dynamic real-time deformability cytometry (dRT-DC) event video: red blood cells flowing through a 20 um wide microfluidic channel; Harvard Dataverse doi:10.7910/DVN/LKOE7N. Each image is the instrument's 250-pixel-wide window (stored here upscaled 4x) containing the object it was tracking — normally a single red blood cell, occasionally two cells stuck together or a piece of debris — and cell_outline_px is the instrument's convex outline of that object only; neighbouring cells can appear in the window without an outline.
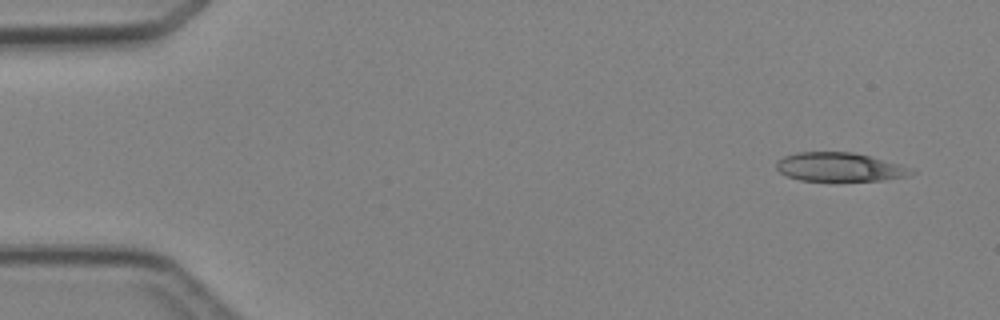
{"species": "Egyptian fruit bat (a non-hibernating species)", "species_latin": "Rousettus aegyptiacus", "temperature_condition": "cold", "stored_images_in_passage": 4, "camera_frame_rate_fps": 3000, "um_per_image_px": 0.085, "animal": {"sex": "female"}, "frame": {"image": 1, "passage_image": 1, "time_ms": 0.0, "image_size_px": [1000, 320], "cell_outline_px": [[916, 172], [908, 176], [880, 180], [800, 180], [788, 176], [780, 172], [776, 168], [776, 160], [784, 156], [796, 152], [852, 152], [900, 164], [912, 168]], "centroid_in_image_um": [71.35, 14.19], "position_along_channel_um": 13.7, "area_um2": 22.43}}
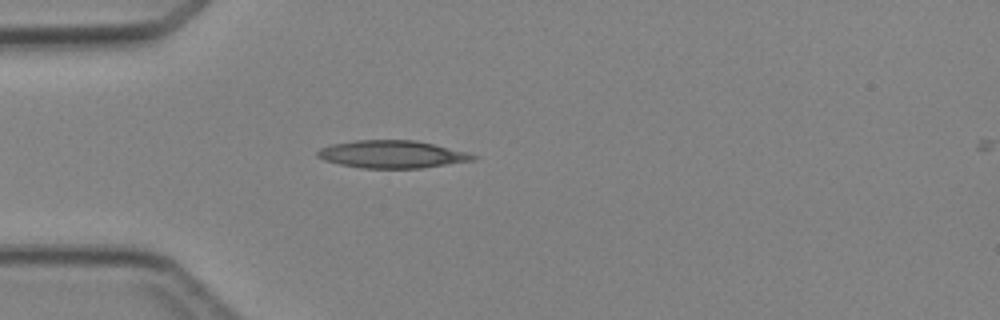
{"frame": {"image": 2, "passage_image": 4, "time_ms": 3.333, "image_size_px": [1000, 320], "cell_outline_px": [[480, 156], [476, 160], [420, 168], [360, 168], [340, 164], [324, 160], [316, 156], [316, 152], [320, 148], [332, 144], [356, 140], [416, 140], [468, 152]], "centroid_in_image_um": [33.35, 13.11], "position_along_channel_um": 51.7, "area_um2": 25.09}}